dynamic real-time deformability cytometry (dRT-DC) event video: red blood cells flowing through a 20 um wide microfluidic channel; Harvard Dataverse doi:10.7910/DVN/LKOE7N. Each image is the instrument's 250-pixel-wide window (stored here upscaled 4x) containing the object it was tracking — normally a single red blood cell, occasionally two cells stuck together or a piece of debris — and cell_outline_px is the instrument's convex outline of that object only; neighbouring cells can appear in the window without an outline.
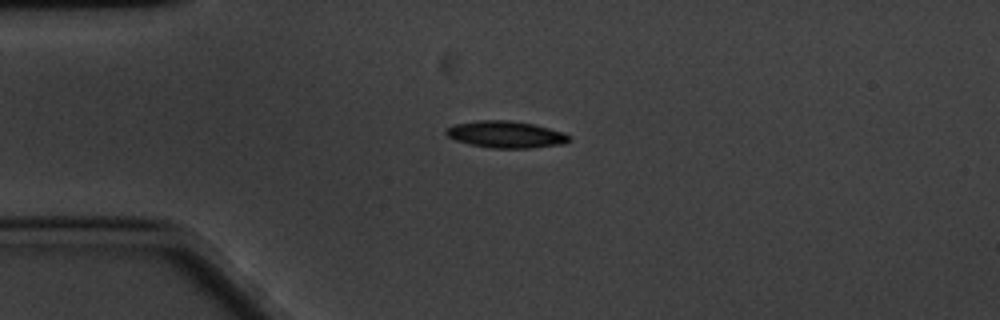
{"species": "common noctule bat (a hibernating species)", "species_latin": "Nyctalus noctula", "temperature_condition": "cold", "stored_images_in_passage": 47, "camera_frame_rate_fps": 3000, "um_per_image_px": 0.085, "animal": {"sex": "male", "body_mass_g": 20.1, "forearm_length_mm": 53.5}, "frame": {"image": 1, "passage_image": 1, "time_ms": 0.0, "image_size_px": [1000, 320], "cell_outline_px": [[572, 140], [564, 144], [528, 148], [492, 148], [468, 144], [456, 140], [448, 136], [444, 132], [444, 128], [456, 124], [476, 120], [512, 120], [532, 124], [564, 132], [572, 136]], "centroid_in_image_um": [43.01, 11.43], "position_along_channel_um": 42.0, "area_um2": 19.42}}
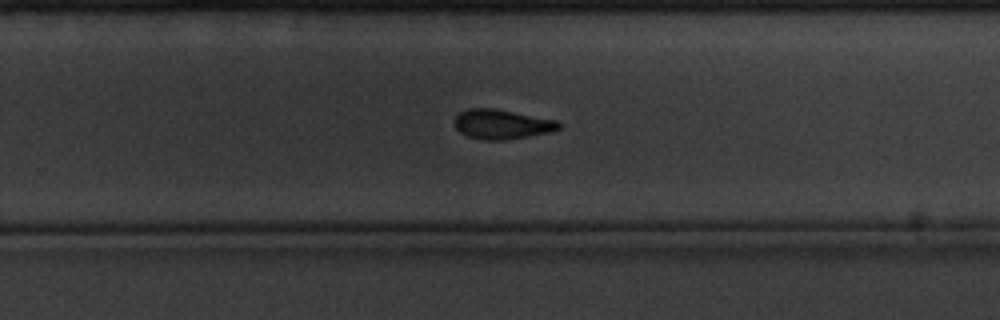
{"frame": {"image": 2, "passage_image": 25, "time_ms": 8.0, "image_size_px": [1000, 320], "cell_outline_px": [[560, 128], [552, 132], [504, 140], [484, 140], [468, 136], [460, 132], [456, 128], [456, 116], [460, 112], [468, 108], [492, 108], [556, 120], [560, 124]], "centroid_in_image_um": [42.66, 10.56], "position_along_channel_um": 287.1, "area_um2": 17.74}}
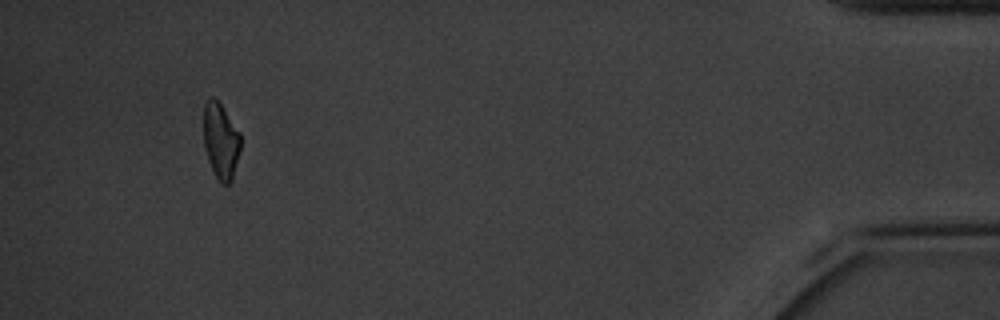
{"frame": {"image": 3, "passage_image": 43, "time_ms": 14.0, "image_size_px": [1000, 320], "cell_outline_px": [[240, 148], [232, 180], [228, 184], [220, 184], [208, 160], [204, 148], [204, 104], [208, 96], [216, 96], [240, 132]], "centroid_in_image_um": [18.75, 11.92], "position_along_channel_um": 416.4, "area_um2": 16.53}, "authors_computed_cell_mechanics": {"area_um2": 18.3226, "velocity_mm_per_s": 3.3128, "shape_relaxation_time_tau1_ms": 2.919, "shape_relaxation_time_tau2_ms": 6.5201, "deformation_change_tau1": 0.1234, "deformation_change_tau2": 0.1333}}